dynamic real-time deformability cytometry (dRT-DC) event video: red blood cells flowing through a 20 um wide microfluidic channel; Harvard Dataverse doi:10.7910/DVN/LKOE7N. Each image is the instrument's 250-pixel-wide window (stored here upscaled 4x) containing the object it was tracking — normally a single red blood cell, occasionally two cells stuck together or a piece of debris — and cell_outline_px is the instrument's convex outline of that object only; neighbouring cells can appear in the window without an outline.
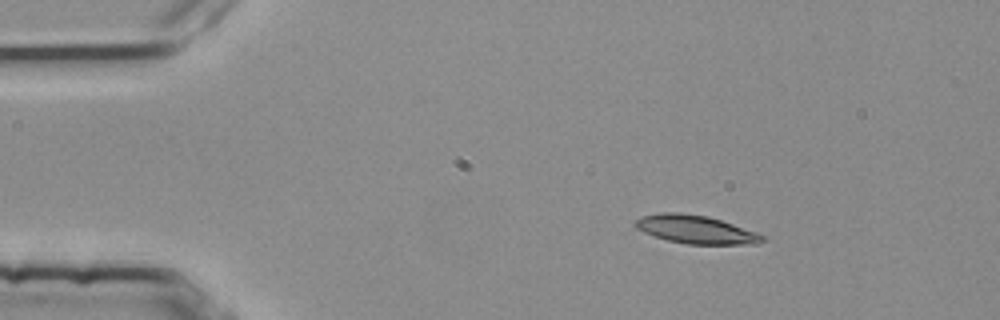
{"species": "common noctule bat (a hibernating species)", "species_latin": "Nyctalus noctula", "temperature_condition": "room temperature", "stored_images_in_passage": 4, "camera_frame_rate_fps": 3000, "um_per_image_px": 0.085, "animal": {"sex": "female", "body_mass_g": 25.1}, "frame": {"image": 1, "passage_image": 2, "time_ms": 0.333, "image_size_px": [1000, 320], "cell_outline_px": [[764, 240], [756, 244], [688, 244], [668, 240], [644, 232], [636, 228], [632, 224], [636, 220], [644, 216], [664, 212], [680, 212], [708, 216], [756, 232], [764, 236]], "centroid_in_image_um": [59.13, 19.5], "position_along_channel_um": 25.9, "area_um2": 20.63}}
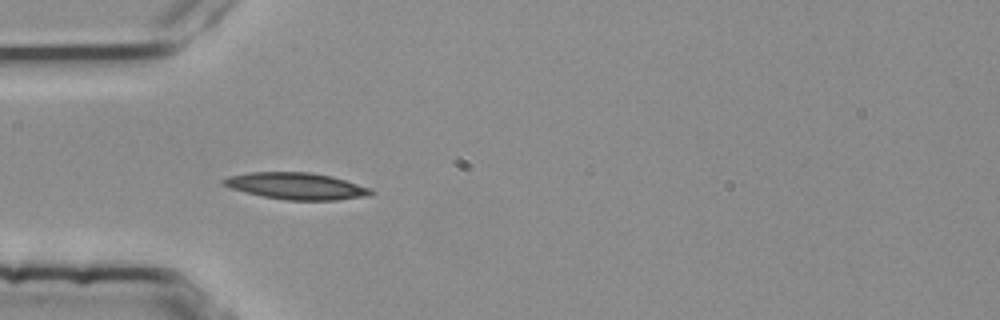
{"frame": {"image": 2, "passage_image": 4, "time_ms": 1.0, "image_size_px": [1000, 320], "cell_outline_px": [[376, 192], [372, 196], [336, 200], [288, 200], [264, 196], [232, 188], [220, 184], [220, 180], [228, 176], [252, 172], [308, 172], [332, 176], [372, 188]], "centroid_in_image_um": [25.26, 15.81], "position_along_channel_um": 59.7, "area_um2": 23.0}}